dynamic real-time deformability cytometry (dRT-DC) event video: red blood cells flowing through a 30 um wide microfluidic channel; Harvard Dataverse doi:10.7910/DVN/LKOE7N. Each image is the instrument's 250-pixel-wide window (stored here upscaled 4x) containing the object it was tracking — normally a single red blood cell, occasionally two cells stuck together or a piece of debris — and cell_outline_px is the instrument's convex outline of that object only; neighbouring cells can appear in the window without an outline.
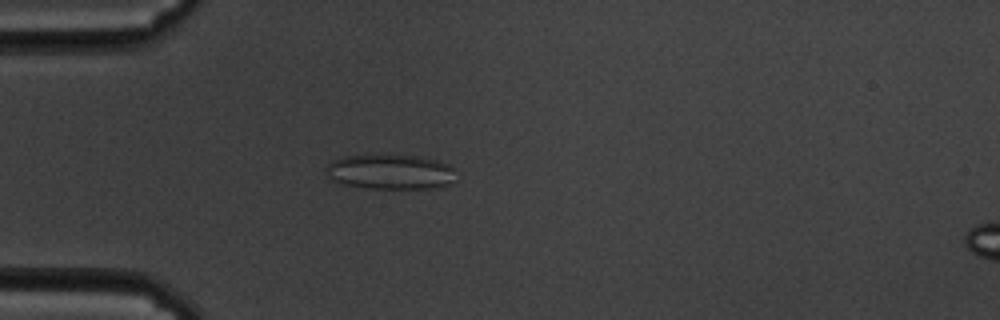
{"species": "common noctule bat (a hibernating species)", "species_latin": "Nyctalus noctula", "temperature_condition": "cold", "stored_images_in_passage": 56, "camera_frame_rate_fps": 3000, "um_per_image_px": 0.085, "animal": {"sex": "male", "body_mass_g": 19.5, "forearm_length_mm": 54.6}, "frame": {"image": 1, "passage_image": 15, "time_ms": 4.667, "image_size_px": [1000, 320], "cell_outline_px": [[452, 168], [448, 184], [428, 188], [372, 188], [344, 184], [332, 180], [328, 176], [324, 168], [332, 160], [344, 156], [416, 156], [436, 160], [448, 164]], "centroid_in_image_um": [33.07, 14.6], "position_along_channel_um": 51.9, "area_um2": 25.55}}
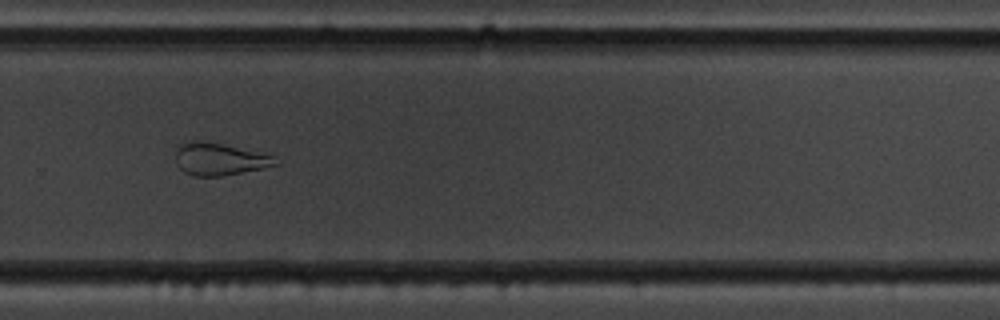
{"frame": {"image": 2, "passage_image": 38, "time_ms": 12.333, "image_size_px": [1000, 320], "cell_outline_px": [[280, 164], [224, 176], [196, 176], [184, 172], [176, 164], [176, 148], [180, 144], [188, 140], [204, 140], [276, 156]], "centroid_in_image_um": [18.63, 13.51], "position_along_channel_um": 311.2, "area_um2": 18.96}}
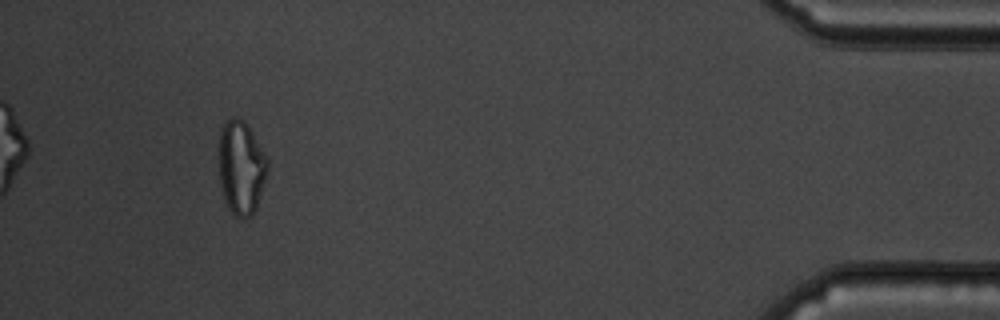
{"frame": {"image": 3, "passage_image": 52, "time_ms": 17.0, "image_size_px": [1000, 320], "cell_outline_px": [[268, 168], [256, 208], [252, 216], [236, 216], [228, 208], [224, 200], [220, 184], [220, 128], [232, 116], [236, 116], [244, 120], [268, 160]], "centroid_in_image_um": [20.49, 14.23], "position_along_channel_um": 414.7, "area_um2": 26.07}, "authors_computed_cell_mechanics": {"area_um2": 25.5476, "velocity_mm_per_s": 3.5257, "shape_relaxation_time_tau1_ms": null, "shape_relaxation_time_tau2_ms": 2.3369, "deformation_change_tau1": null, "deformation_change_tau2": 0.0981}}